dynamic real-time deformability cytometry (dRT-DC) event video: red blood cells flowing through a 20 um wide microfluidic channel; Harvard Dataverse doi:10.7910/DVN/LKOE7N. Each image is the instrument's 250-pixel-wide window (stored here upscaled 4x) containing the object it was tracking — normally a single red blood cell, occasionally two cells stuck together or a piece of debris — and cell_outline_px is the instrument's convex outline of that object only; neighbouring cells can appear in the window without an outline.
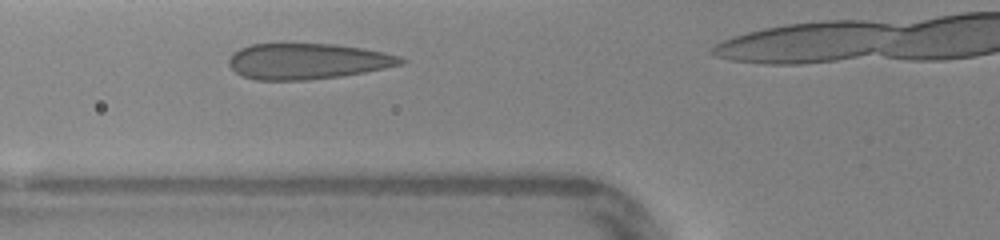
{"species": "human", "species_latin": "Homo sapiens", "temperature_condition": "warm", "stored_images_in_passage": 24, "camera_frame_rate_fps": 3000, "um_per_image_px": 0.085, "donor": {"sex": "female"}, "frame": {"image": 1, "passage_image": 4, "time_ms": 1.0, "image_size_px": [1000, 240], "cell_outline_px": [[408, 60], [404, 64], [364, 72], [340, 76], [308, 80], [256, 80], [244, 76], [236, 72], [228, 64], [228, 60], [232, 52], [240, 48], [252, 44], [332, 44], [364, 48], [384, 52], [400, 56]], "centroid_in_image_um": [26.14, 5.2], "position_along_channel_um": 99.7, "area_um2": 35.95}}